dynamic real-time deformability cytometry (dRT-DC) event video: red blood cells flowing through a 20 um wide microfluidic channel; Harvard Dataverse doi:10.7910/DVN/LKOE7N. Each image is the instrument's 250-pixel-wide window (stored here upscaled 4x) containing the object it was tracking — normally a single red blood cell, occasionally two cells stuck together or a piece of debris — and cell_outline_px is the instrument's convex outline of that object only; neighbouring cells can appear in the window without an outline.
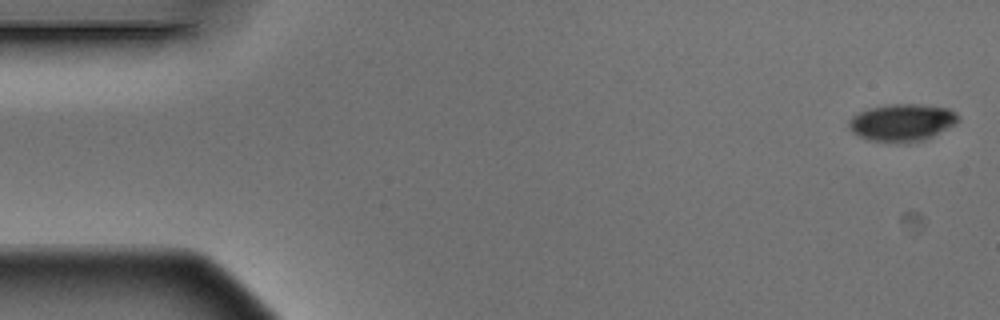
{"species": "Egyptian fruit bat (a non-hibernating species)", "species_latin": "Rousettus aegyptiacus", "temperature_condition": "warm", "stored_images_in_passage": 4, "camera_frame_rate_fps": 3000, "um_per_image_px": 0.085, "animal": {"sex": "male"}, "frame": {"image": 1, "passage_image": 1, "time_ms": 0.0, "image_size_px": [1000, 320], "cell_outline_px": [[960, 120], [956, 124], [928, 140], [908, 144], [904, 144], [868, 140], [852, 132], [848, 124], [848, 120], [852, 116], [868, 108], [888, 104], [924, 104], [948, 108], [956, 112], [960, 116]], "centroid_in_image_um": [76.73, 10.43], "position_along_channel_um": 8.3, "area_um2": 24.51}}